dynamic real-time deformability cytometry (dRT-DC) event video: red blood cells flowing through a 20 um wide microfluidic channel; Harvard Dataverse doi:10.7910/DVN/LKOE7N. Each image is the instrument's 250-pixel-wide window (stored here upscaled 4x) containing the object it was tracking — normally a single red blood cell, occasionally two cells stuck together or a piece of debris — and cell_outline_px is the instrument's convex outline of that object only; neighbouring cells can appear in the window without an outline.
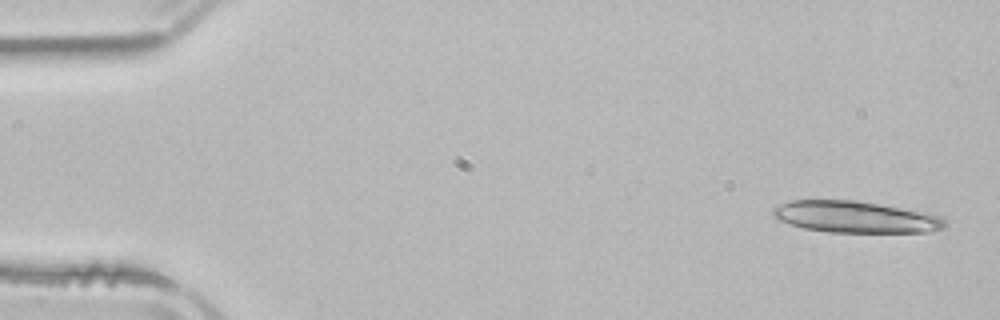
{"species": "common noctule bat (a hibernating species)", "species_latin": "Nyctalus noctula", "temperature_condition": "room temperature", "stored_images_in_passage": 4, "camera_frame_rate_fps": 3000, "um_per_image_px": 0.085, "animal": {"sex": "male", "body_mass_g": 21.5, "forearm_length_mm": 52.0}, "frame": {"image": 1, "passage_image": 1, "time_ms": 0.0, "image_size_px": [1000, 320], "cell_outline_px": [[948, 224], [944, 228], [928, 232], [828, 232], [804, 228], [776, 220], [772, 216], [772, 208], [780, 204], [792, 200], [856, 200], [932, 212], [944, 216]], "centroid_in_image_um": [72.78, 18.43], "position_along_channel_um": 12.2, "area_um2": 32.31}}